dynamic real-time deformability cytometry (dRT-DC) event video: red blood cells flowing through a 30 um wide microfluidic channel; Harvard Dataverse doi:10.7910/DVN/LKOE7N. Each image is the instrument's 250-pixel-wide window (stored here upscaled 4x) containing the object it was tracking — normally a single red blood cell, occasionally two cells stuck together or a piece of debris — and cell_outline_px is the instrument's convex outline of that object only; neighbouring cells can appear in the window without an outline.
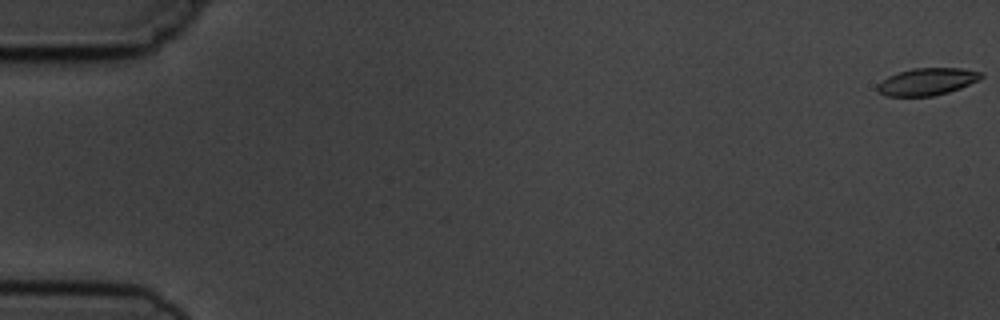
{"species": "common noctule bat (a hibernating species)", "species_latin": "Nyctalus noctula", "temperature_condition": "cold", "stored_images_in_passage": 10, "camera_frame_rate_fps": 3000, "um_per_image_px": 0.085, "animal": {"sex": "male", "body_mass_g": 19.5, "forearm_length_mm": 54.6}, "frame": {"image": 1, "passage_image": 1, "time_ms": 0.0, "image_size_px": [1000, 320], "cell_outline_px": [[984, 76], [980, 80], [960, 88], [948, 92], [932, 96], [888, 96], [880, 92], [876, 88], [876, 84], [888, 76], [912, 68], [960, 68], [984, 72]], "centroid_in_image_um": [78.84, 6.93], "position_along_channel_um": 6.2, "area_um2": 16.47}}
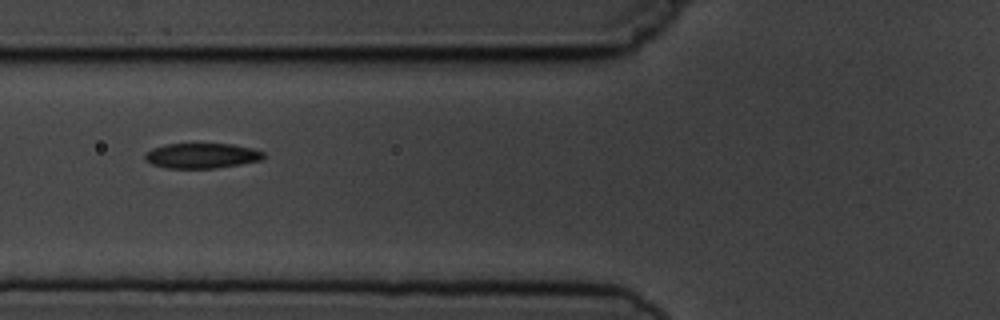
{"frame": {"image": 2, "passage_image": 7, "time_ms": 7.0, "image_size_px": [1000, 320], "cell_outline_px": [[264, 156], [260, 160], [240, 164], [216, 168], [168, 168], [152, 164], [144, 160], [144, 152], [152, 148], [164, 144], [232, 144], [252, 148], [264, 152]], "centroid_in_image_um": [17.1, 13.23], "position_along_channel_um": 108.7, "area_um2": 17.4}}
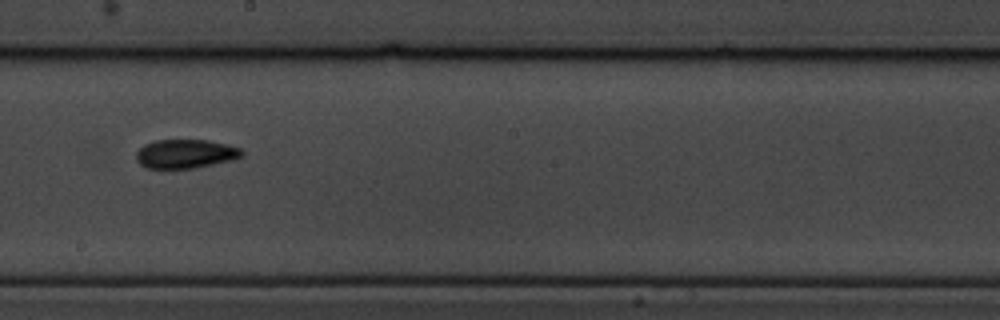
{"frame": {"image": 3, "passage_image": 10, "time_ms": 10.333, "image_size_px": [1000, 320], "cell_outline_px": [[244, 156], [232, 160], [192, 168], [148, 168], [140, 164], [136, 160], [136, 152], [144, 144], [156, 140], [208, 140], [228, 144], [240, 148], [244, 152]], "centroid_in_image_um": [15.78, 13.06], "position_along_channel_um": 232.4, "area_um2": 17.8}}